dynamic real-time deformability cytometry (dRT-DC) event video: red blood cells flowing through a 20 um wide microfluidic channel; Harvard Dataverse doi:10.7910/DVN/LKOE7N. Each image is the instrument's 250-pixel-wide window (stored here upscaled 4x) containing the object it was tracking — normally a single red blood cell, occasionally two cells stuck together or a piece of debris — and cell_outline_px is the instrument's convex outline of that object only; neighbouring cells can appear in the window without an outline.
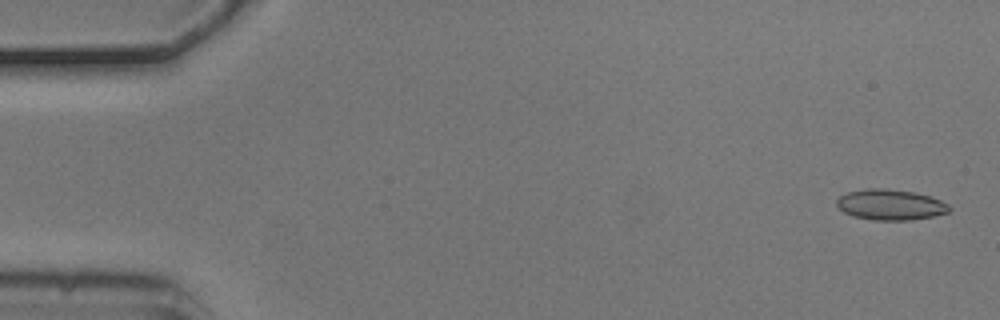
{"species": "common noctule bat (a hibernating species)", "species_latin": "Nyctalus noctula", "temperature_condition": "cold", "stored_images_in_passage": 5, "camera_frame_rate_fps": 3000, "um_per_image_px": 0.085, "animal": {"sex": "male", "body_mass_g": 20.5, "forearm_length_mm": 52.5}, "frame": {"image": 1, "passage_image": 1, "time_ms": 0.0, "image_size_px": [1000, 320], "cell_outline_px": [[952, 208], [948, 212], [932, 216], [912, 220], [872, 220], [852, 216], [844, 212], [836, 204], [836, 200], [840, 196], [848, 192], [868, 188], [888, 188], [912, 192], [928, 196], [940, 200], [948, 204]], "centroid_in_image_um": [75.67, 17.4], "position_along_channel_um": 9.3, "area_um2": 20.06}}
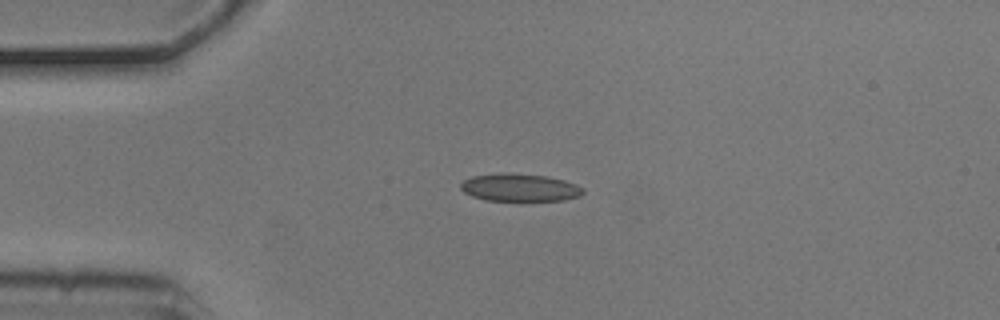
{"frame": {"image": 2, "passage_image": 4, "time_ms": 1.0, "image_size_px": [1000, 320], "cell_outline_px": [[584, 192], [580, 196], [564, 200], [520, 204], [484, 200], [472, 196], [464, 192], [460, 188], [460, 184], [464, 180], [472, 176], [504, 172], [508, 172], [548, 176], [564, 180], [576, 184], [584, 188]], "centroid_in_image_um": [44.19, 15.99], "position_along_channel_um": 40.8, "area_um2": 20.98}}